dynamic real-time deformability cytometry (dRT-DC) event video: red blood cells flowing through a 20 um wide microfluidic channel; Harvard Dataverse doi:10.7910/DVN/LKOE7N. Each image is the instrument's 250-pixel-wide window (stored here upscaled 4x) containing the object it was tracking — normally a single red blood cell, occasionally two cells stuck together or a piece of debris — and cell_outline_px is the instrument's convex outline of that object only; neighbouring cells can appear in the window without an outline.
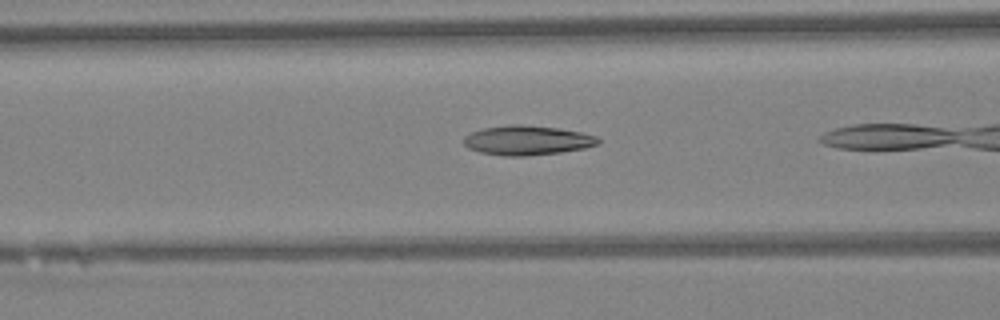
{"species": "Egyptian fruit bat (a non-hibernating species)", "species_latin": "Rousettus aegyptiacus", "temperature_condition": "warm", "stored_images_in_passage": 6, "camera_frame_rate_fps": 3000, "um_per_image_px": 0.085, "animal": {"sex": "female"}, "frame": {"image": 1, "passage_image": 4, "time_ms": 1.0, "image_size_px": [1000, 320], "cell_outline_px": [[600, 144], [584, 148], [560, 152], [524, 156], [504, 156], [480, 152], [468, 148], [464, 144], [464, 136], [472, 132], [484, 128], [508, 124], [520, 124], [560, 128], [580, 132], [596, 136], [600, 140]], "centroid_in_image_um": [44.81, 11.92], "position_along_channel_um": 121.8, "area_um2": 23.12}}